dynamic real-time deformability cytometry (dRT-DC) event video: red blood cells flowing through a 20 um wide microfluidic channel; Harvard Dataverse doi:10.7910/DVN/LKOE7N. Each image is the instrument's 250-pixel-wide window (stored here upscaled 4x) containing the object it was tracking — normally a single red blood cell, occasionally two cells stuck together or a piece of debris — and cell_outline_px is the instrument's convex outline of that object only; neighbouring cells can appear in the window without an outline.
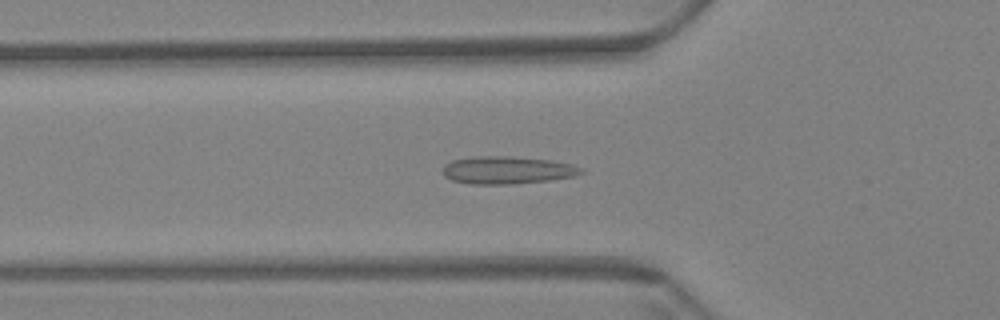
{"species": "Egyptian fruit bat (a non-hibernating species)", "species_latin": "Rousettus aegyptiacus", "temperature_condition": "warm", "stored_images_in_passage": 51, "camera_frame_rate_fps": 3000, "um_per_image_px": 0.085, "animal": {"sex": "female"}, "frame": {"image": 1, "passage_image": 12, "time_ms": 3.667, "image_size_px": [1000, 320], "cell_outline_px": [[584, 172], [572, 176], [548, 180], [512, 184], [468, 184], [452, 180], [444, 176], [440, 172], [444, 164], [452, 160], [472, 156], [504, 156], [552, 160], [572, 164], [584, 168]], "centroid_in_image_um": [43.06, 14.45], "position_along_channel_um": 82.7, "area_um2": 22.43}}
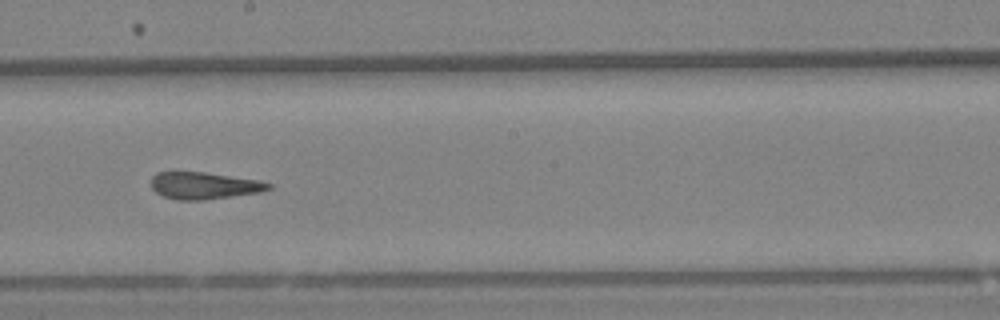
{"frame": {"image": 2, "passage_image": 25, "time_ms": 8.0, "image_size_px": [1000, 320], "cell_outline_px": [[272, 188], [260, 192], [204, 200], [176, 200], [164, 196], [156, 192], [152, 188], [152, 176], [156, 172], [204, 172], [260, 180], [272, 184]], "centroid_in_image_um": [17.36, 15.77], "position_along_channel_um": 230.8, "area_um2": 18.44}}
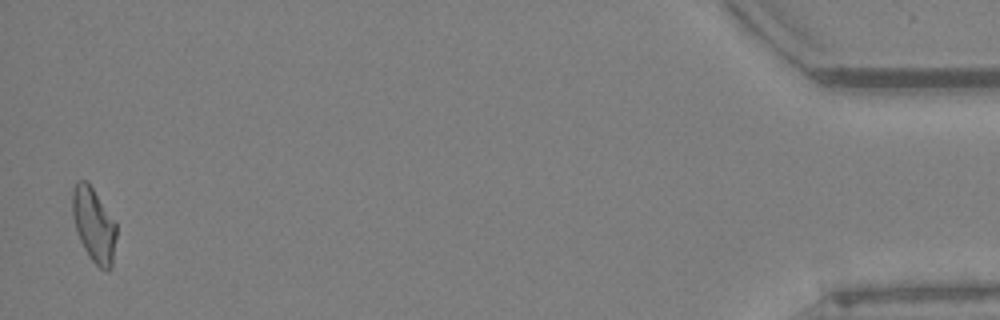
{"frame": {"image": 3, "passage_image": 50, "time_ms": 16.333, "image_size_px": [1000, 320], "cell_outline_px": [[116, 236], [112, 268], [100, 268], [88, 256], [80, 240], [72, 216], [72, 192], [76, 180], [88, 180], [116, 224]], "centroid_in_image_um": [7.96, 19.08], "position_along_channel_um": 427.2, "area_um2": 18.9}, "authors_computed_cell_mechanics": {"area_um2": 19.1318, "velocity_mm_per_s": 3.423, "shape_relaxation_time_tau1_ms": null, "shape_relaxation_time_tau2_ms": 3.1267, "deformation_change_tau1": null, "deformation_change_tau2": 0.1146}}